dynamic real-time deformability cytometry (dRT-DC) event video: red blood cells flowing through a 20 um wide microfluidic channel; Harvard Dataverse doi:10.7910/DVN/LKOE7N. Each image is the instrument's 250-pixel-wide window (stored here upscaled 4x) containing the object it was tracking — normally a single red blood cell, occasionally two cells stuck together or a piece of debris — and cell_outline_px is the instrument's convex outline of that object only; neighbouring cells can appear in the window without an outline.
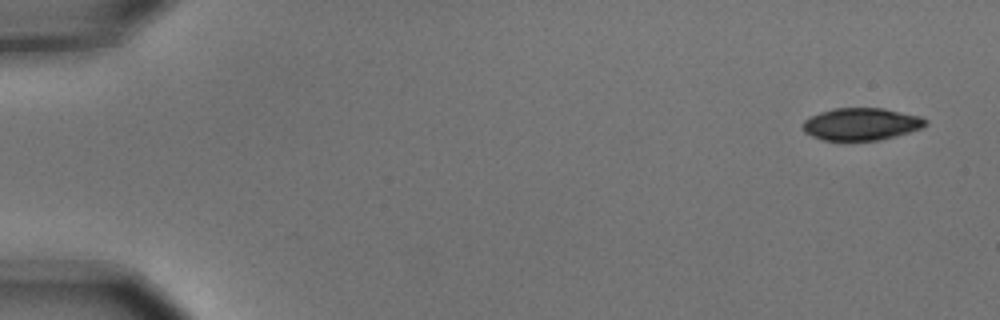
{"species": "common noctule bat (a hibernating species)", "species_latin": "Nyctalus noctula", "temperature_condition": "cold", "stored_images_in_passage": 4, "camera_frame_rate_fps": 3000, "um_per_image_px": 0.085, "animal": {"sex": "male", "body_mass_g": 15.6}, "frame": {"image": 1, "passage_image": 1, "time_ms": 0.0, "image_size_px": [1000, 320], "cell_outline_px": [[928, 124], [920, 128], [908, 132], [880, 140], [824, 140], [812, 136], [804, 132], [804, 120], [820, 112], [832, 108], [884, 108], [920, 116], [928, 120]], "centroid_in_image_um": [73.22, 10.54], "position_along_channel_um": 11.8, "area_um2": 22.95}}